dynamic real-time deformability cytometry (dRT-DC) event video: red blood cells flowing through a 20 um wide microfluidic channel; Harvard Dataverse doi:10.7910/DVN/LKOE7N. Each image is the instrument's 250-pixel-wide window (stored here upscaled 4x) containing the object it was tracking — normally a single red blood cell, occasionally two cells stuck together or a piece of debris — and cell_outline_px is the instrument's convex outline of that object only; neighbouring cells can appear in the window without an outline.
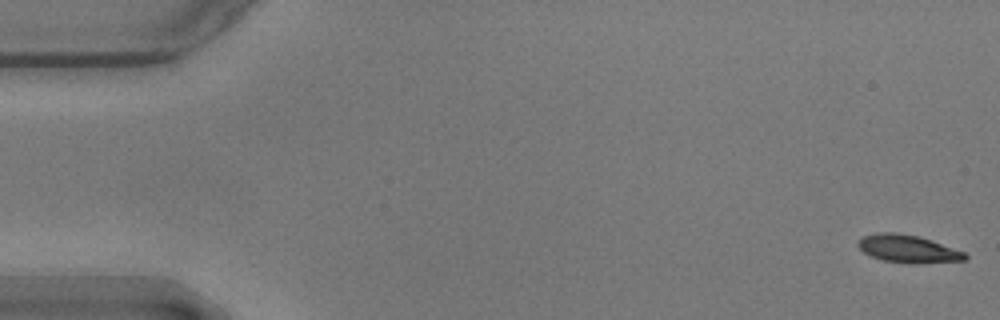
{"species": "common noctule bat (a hibernating species)", "species_latin": "Nyctalus noctula", "temperature_condition": "warm", "stored_images_in_passage": 15, "camera_frame_rate_fps": 3000, "um_per_image_px": 0.085, "animal": {"sex": "male", "body_mass_g": 17.9}, "frame": {"image": 1, "passage_image": 1, "time_ms": 0.0, "image_size_px": [1000, 320], "cell_outline_px": [[968, 256], [964, 260], [916, 264], [912, 264], [884, 260], [872, 256], [864, 252], [856, 244], [864, 236], [880, 232], [896, 232], [916, 236], [964, 252]], "centroid_in_image_um": [77.15, 21.16], "position_along_channel_um": 7.8, "area_um2": 16.82}}
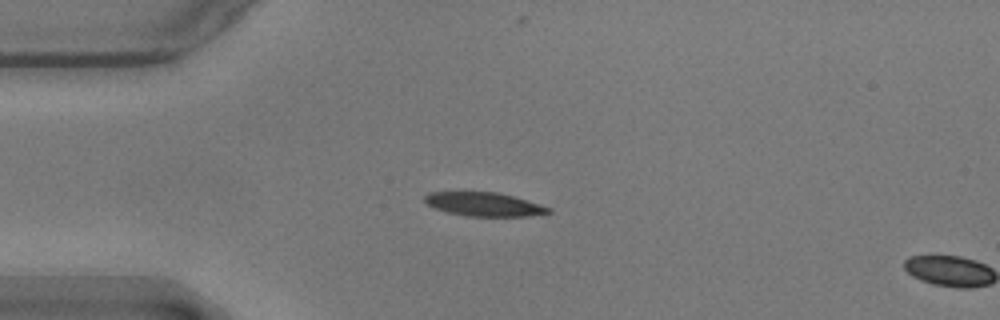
{"frame": {"image": 2, "passage_image": 14, "time_ms": 4.333, "image_size_px": [1000, 320], "cell_outline_px": [[552, 212], [528, 216], [468, 216], [448, 212], [436, 208], [428, 204], [424, 200], [424, 196], [428, 192], [496, 192], [512, 196], [552, 208]], "centroid_in_image_um": [41.14, 17.36], "position_along_channel_um": 43.9, "area_um2": 16.88}}